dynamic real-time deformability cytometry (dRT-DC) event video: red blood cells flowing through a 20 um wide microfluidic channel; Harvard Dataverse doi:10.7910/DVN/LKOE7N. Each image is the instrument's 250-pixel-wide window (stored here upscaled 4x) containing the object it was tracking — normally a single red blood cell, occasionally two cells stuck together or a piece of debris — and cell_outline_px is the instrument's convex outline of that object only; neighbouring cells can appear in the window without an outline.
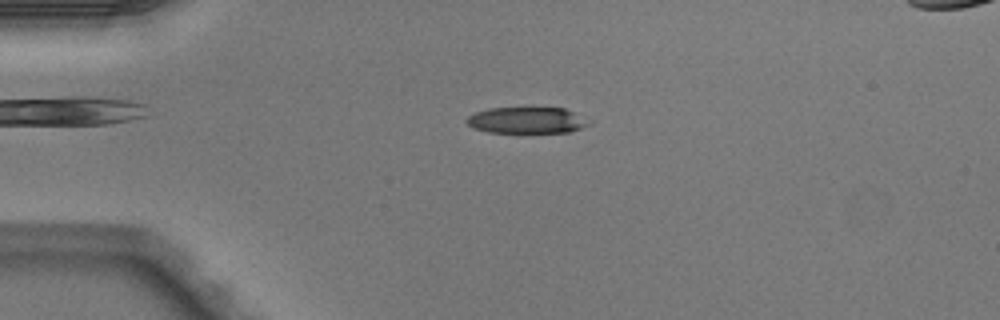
{"species": "Egyptian fruit bat (a non-hibernating species)", "species_latin": "Rousettus aegyptiacus", "temperature_condition": "warm", "stored_images_in_passage": 7, "camera_frame_rate_fps": 3000, "um_per_image_px": 0.085, "animal": {"sex": "male"}, "frame": {"image": 1, "passage_image": 4, "time_ms": 1.0, "image_size_px": [1000, 320], "cell_outline_px": [[592, 124], [568, 132], [488, 132], [476, 128], [468, 124], [464, 120], [468, 116], [476, 112], [488, 108], [564, 108], [572, 112]], "centroid_in_image_um": [44.73, 10.22], "position_along_channel_um": 40.3, "area_um2": 18.32}}
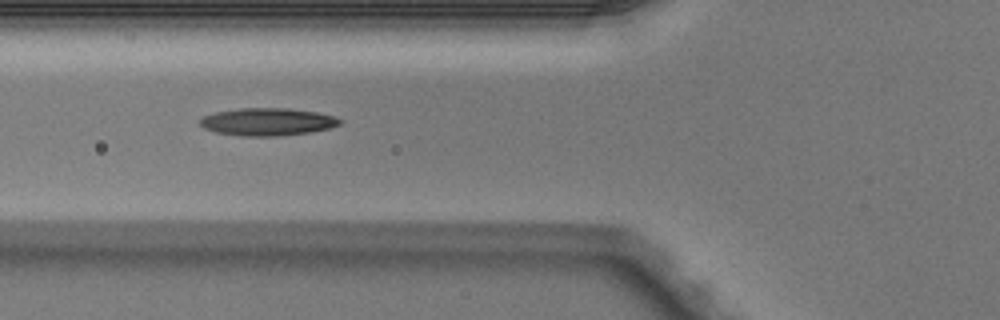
{"frame": {"image": 2, "passage_image": 6, "time_ms": 1.667, "image_size_px": [1000, 320], "cell_outline_px": [[344, 120], [340, 124], [328, 128], [312, 132], [280, 136], [240, 136], [216, 132], [204, 128], [200, 124], [200, 120], [204, 116], [216, 112], [240, 108], [288, 108], [316, 112], [336, 116]], "centroid_in_image_um": [22.77, 10.35], "position_along_channel_um": 103.0, "area_um2": 22.54}}
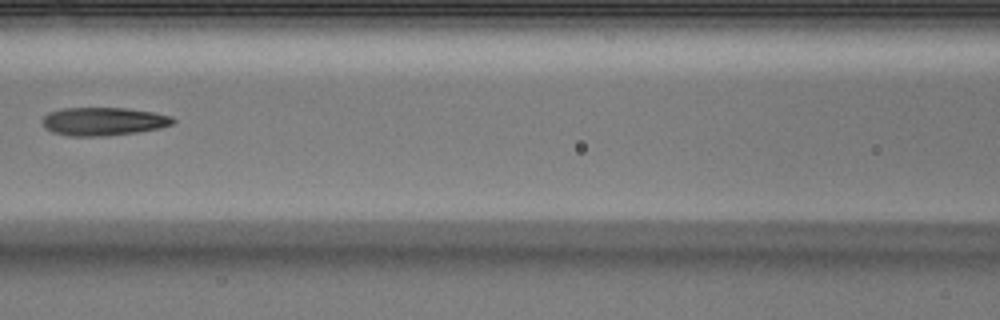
{"frame": {"image": 3, "passage_image": 7, "time_ms": 2.0, "image_size_px": [1000, 320], "cell_outline_px": [[176, 120], [172, 124], [160, 128], [136, 132], [104, 136], [68, 136], [52, 132], [44, 128], [40, 120], [48, 112], [60, 108], [128, 108], [152, 112], [172, 116]], "centroid_in_image_um": [8.74, 10.31], "position_along_channel_um": 157.9, "area_um2": 21.68}}